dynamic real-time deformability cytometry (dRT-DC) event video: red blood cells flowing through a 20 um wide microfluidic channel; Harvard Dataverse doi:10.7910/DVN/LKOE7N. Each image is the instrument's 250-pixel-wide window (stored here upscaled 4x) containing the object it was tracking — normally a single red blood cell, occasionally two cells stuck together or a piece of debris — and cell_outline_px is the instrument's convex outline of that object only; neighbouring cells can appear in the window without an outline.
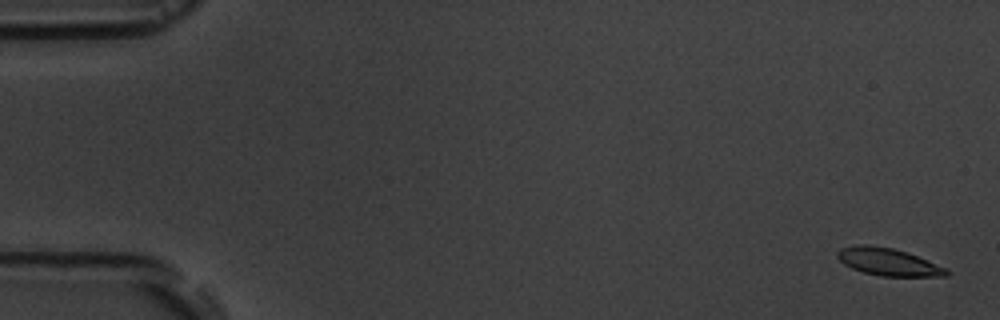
{"species": "common noctule bat (a hibernating species)", "species_latin": "Nyctalus noctula", "temperature_condition": "room temperature", "stored_images_in_passage": 7, "camera_frame_rate_fps": 3000, "um_per_image_px": 0.085, "animal": {"sex": "male", "body_mass_g": 19.5, "forearm_length_mm": 54.6}, "frame": {"image": 1, "passage_image": 1, "time_ms": 0.0, "image_size_px": [1000, 320], "cell_outline_px": [[952, 272], [948, 276], [880, 276], [864, 272], [852, 268], [844, 264], [836, 256], [836, 252], [840, 248], [856, 244], [868, 244], [892, 248], [908, 252], [948, 268]], "centroid_in_image_um": [75.53, 22.25], "position_along_channel_um": 9.5, "area_um2": 17.69}}
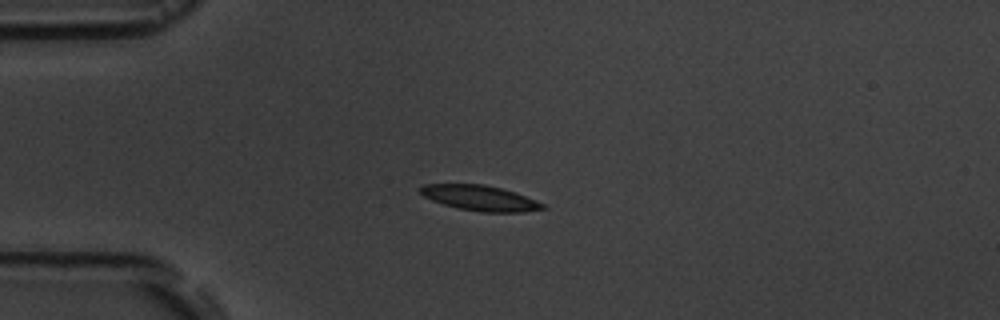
{"frame": {"image": 2, "passage_image": 5, "time_ms": 4.333, "image_size_px": [1000, 320], "cell_outline_px": [[548, 208], [524, 212], [480, 212], [460, 208], [444, 204], [432, 200], [424, 196], [420, 192], [420, 188], [424, 184], [484, 184], [500, 188], [536, 200], [544, 204]], "centroid_in_image_um": [40.81, 16.83], "position_along_channel_um": 44.2, "area_um2": 17.8}}
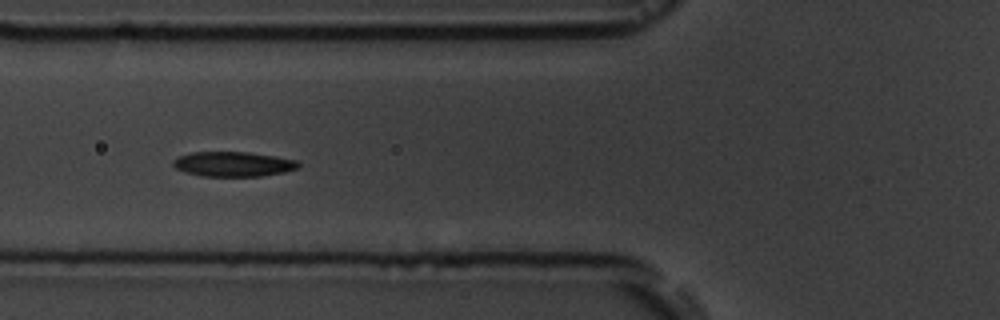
{"frame": {"image": 3, "passage_image": 7, "time_ms": 6.667, "image_size_px": [1000, 320], "cell_outline_px": [[300, 168], [284, 172], [260, 176], [200, 176], [184, 172], [176, 168], [172, 164], [172, 160], [180, 156], [192, 152], [248, 152], [276, 156], [296, 160], [300, 164]], "centroid_in_image_um": [19.83, 13.95], "position_along_channel_um": 106.0, "area_um2": 18.21}}